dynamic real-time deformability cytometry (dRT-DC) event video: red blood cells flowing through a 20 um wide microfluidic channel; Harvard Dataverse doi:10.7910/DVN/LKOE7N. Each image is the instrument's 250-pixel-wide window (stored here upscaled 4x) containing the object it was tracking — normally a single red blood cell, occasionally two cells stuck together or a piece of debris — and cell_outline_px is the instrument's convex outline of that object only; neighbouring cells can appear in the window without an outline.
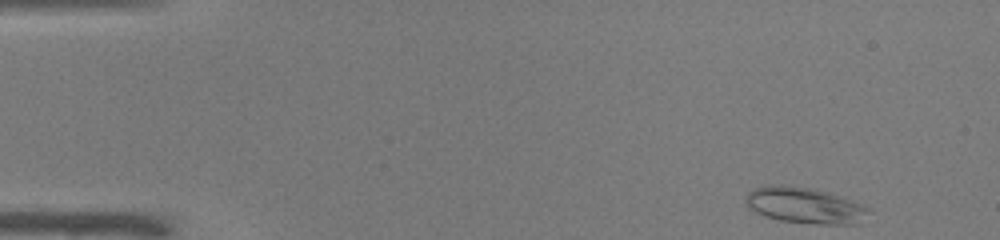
{"species": "common noctule bat (a hibernating species)", "species_latin": "Nyctalus noctula", "temperature_condition": "warm", "stored_images_in_passage": 47, "camera_frame_rate_fps": 3000, "um_per_image_px": 0.085, "animal": {"sex": "male", "body_mass_g": 19.0, "forearm_length_mm": 50.8}, "frame": {"image": 1, "passage_image": 1, "time_ms": 0.0, "image_size_px": [1000, 240], "cell_outline_px": [[872, 212], [864, 224], [816, 224], [780, 220], [764, 216], [748, 208], [744, 200], [748, 192], [764, 184], [780, 184], [816, 188], [860, 204], [868, 208]], "centroid_in_image_um": [68.42, 17.46], "position_along_channel_um": 16.6, "area_um2": 26.3}}
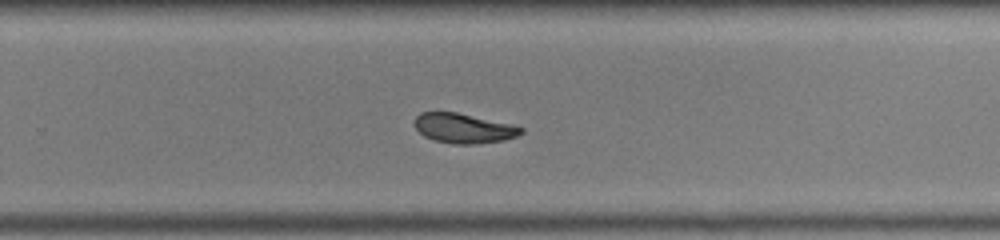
{"frame": {"image": 2, "passage_image": 30, "time_ms": 9.667, "image_size_px": [1000, 240], "cell_outline_px": [[524, 132], [516, 136], [504, 140], [476, 144], [452, 144], [432, 140], [424, 136], [416, 128], [416, 116], [420, 112], [456, 112], [508, 124], [524, 128]], "centroid_in_image_um": [39.39, 10.92], "position_along_channel_um": 290.4, "area_um2": 18.21}}
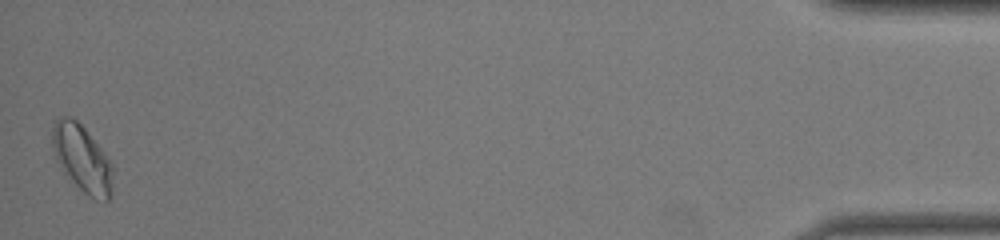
{"frame": {"image": 3, "passage_image": 47, "time_ms": 15.333, "image_size_px": [1000, 240], "cell_outline_px": [[116, 168], [112, 192], [108, 200], [96, 200], [88, 196], [76, 184], [56, 160], [52, 148], [52, 124], [56, 120], [64, 116], [68, 116], [76, 120], [84, 128], [108, 156]], "centroid_in_image_um": [7.04, 13.48], "position_along_channel_um": 428.2, "area_um2": 23.76}, "authors_computed_cell_mechanics": {"area_um2": 20.3456, "velocity_mm_per_s": 3.9752, "shape_relaxation_time_tau1_ms": null, "shape_relaxation_time_tau2_ms": 3.7749, "deformation_change_tau1": null, "deformation_change_tau2": 0.0804}}